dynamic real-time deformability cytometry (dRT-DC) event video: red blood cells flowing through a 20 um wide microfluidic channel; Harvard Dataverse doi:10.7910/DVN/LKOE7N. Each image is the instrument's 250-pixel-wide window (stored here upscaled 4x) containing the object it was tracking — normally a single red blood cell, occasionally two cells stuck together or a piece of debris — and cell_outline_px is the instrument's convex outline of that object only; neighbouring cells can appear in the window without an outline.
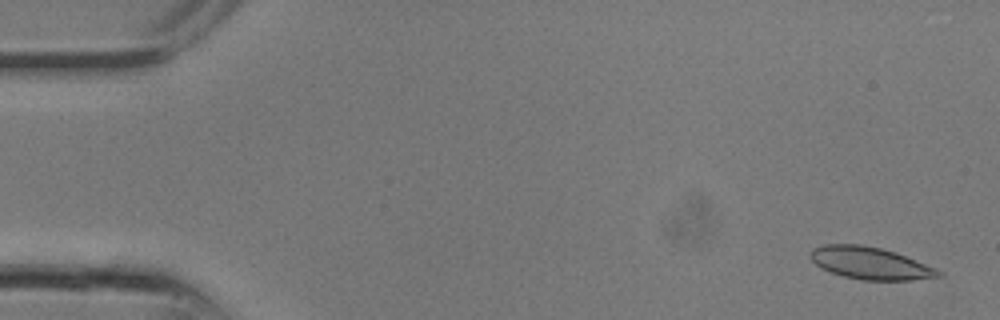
{"species": "common noctule bat (a hibernating species)", "species_latin": "Nyctalus noctula", "temperature_condition": "room temperature", "stored_images_in_passage": 11, "camera_frame_rate_fps": 3000, "um_per_image_px": 0.085, "animal": {"sex": "male", "body_mass_g": 13.3}, "frame": {"image": 1, "passage_image": 1, "time_ms": 0.0, "image_size_px": [1000, 320], "cell_outline_px": [[944, 276], [912, 280], [860, 280], [844, 276], [832, 272], [816, 264], [808, 256], [812, 248], [824, 244], [860, 244], [880, 248], [896, 252], [936, 268]], "centroid_in_image_um": [73.97, 22.36], "position_along_channel_um": 11.0, "area_um2": 23.99}}
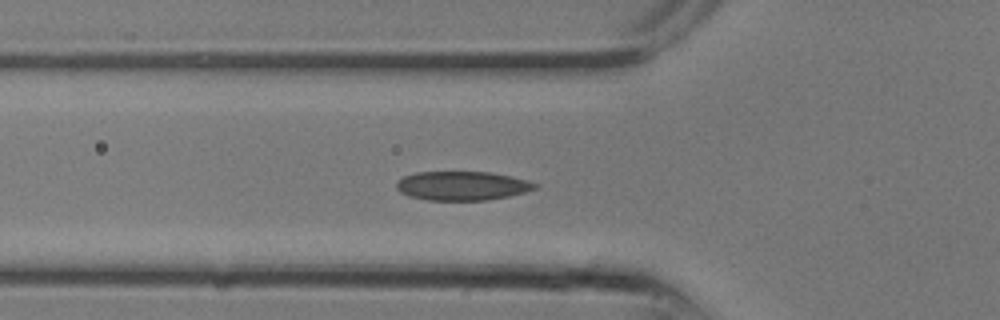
{"frame": {"image": 2, "passage_image": 9, "time_ms": 2.667, "image_size_px": [1000, 320], "cell_outline_px": [[540, 184], [536, 188], [524, 192], [508, 196], [488, 200], [428, 200], [408, 196], [400, 192], [396, 188], [396, 184], [404, 176], [416, 172], [492, 172], [512, 176], [528, 180]], "centroid_in_image_um": [39.31, 15.79], "position_along_channel_um": 86.5, "area_um2": 23.47}}
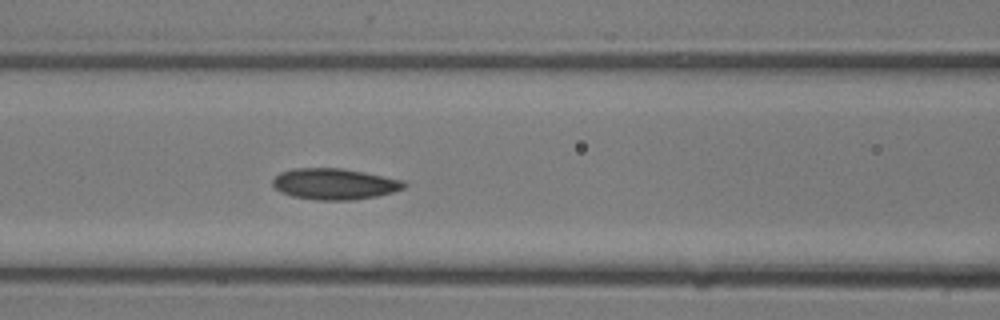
{"frame": {"image": 3, "passage_image": 11, "time_ms": 3.333, "image_size_px": [1000, 320], "cell_outline_px": [[408, 184], [404, 188], [392, 192], [376, 196], [352, 200], [316, 200], [292, 196], [280, 192], [272, 184], [272, 180], [280, 172], [292, 168], [344, 168], [404, 180]], "centroid_in_image_um": [28.43, 15.63], "position_along_channel_um": 138.2, "area_um2": 23.93}}